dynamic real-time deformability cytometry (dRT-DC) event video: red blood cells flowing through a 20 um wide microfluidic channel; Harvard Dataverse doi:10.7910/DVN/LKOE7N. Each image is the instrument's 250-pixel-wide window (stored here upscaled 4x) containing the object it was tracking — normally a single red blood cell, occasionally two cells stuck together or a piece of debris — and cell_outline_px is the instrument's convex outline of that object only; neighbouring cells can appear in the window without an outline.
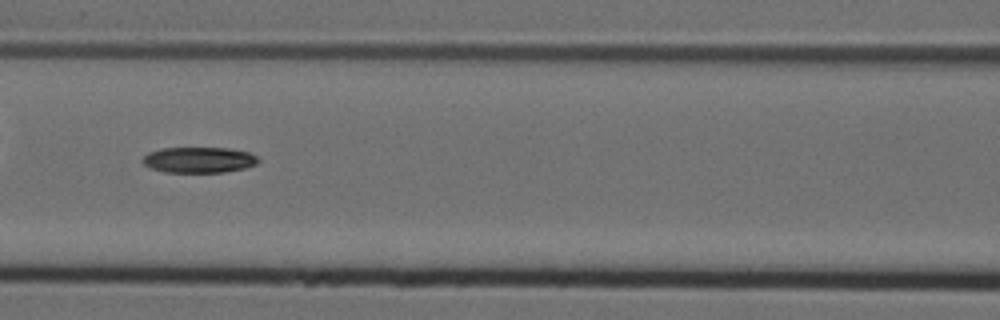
{"species": "Egyptian fruit bat (a non-hibernating species)", "species_latin": "Rousettus aegyptiacus", "temperature_condition": "cold", "stored_images_in_passage": 54, "camera_frame_rate_fps": 3000, "um_per_image_px": 0.085, "animal": {"sex": "female"}, "frame": {"image": 1, "passage_image": 24, "time_ms": 7.667, "image_size_px": [1000, 320], "cell_outline_px": [[260, 160], [256, 164], [244, 168], [224, 172], [164, 172], [148, 168], [140, 160], [148, 152], [160, 148], [228, 148], [248, 152], [256, 156]], "centroid_in_image_um": [16.86, 13.59], "position_along_channel_um": 149.7, "area_um2": 17.46}}
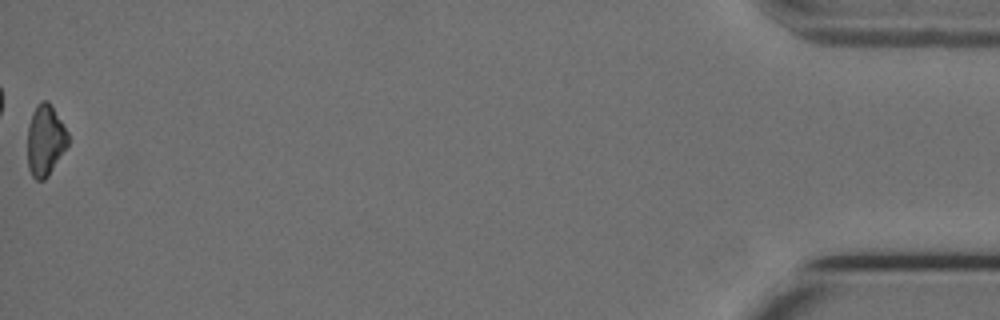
{"frame": {"image": 2, "passage_image": 54, "time_ms": 17.667, "image_size_px": [1000, 320], "cell_outline_px": [[68, 144], [48, 176], [44, 180], [36, 180], [32, 176], [28, 168], [28, 128], [32, 112], [36, 104], [40, 100], [48, 100], [68, 132]], "centroid_in_image_um": [3.84, 11.91], "position_along_channel_um": 431.4, "area_um2": 16.7}, "authors_computed_cell_mechanics": {"area_um2": 18.0336, "velocity_mm_per_s": 3.7467, "shape_relaxation_time_tau1_ms": 5.0661, "shape_relaxation_time_tau2_ms": null, "deformation_change_tau1": 0.1362, "deformation_change_tau2": null}}